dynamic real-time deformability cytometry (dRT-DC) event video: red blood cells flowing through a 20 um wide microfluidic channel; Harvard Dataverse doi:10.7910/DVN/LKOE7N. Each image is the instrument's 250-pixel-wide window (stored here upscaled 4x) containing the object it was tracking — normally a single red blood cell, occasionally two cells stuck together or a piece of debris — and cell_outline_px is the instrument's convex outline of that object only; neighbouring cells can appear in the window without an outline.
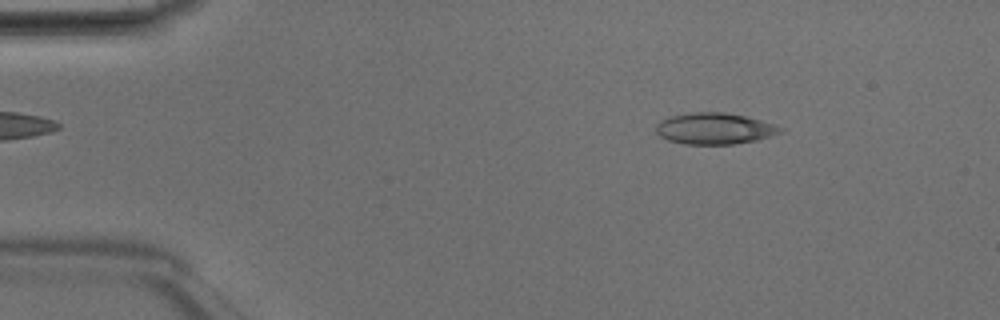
{"species": "Egyptian fruit bat (a non-hibernating species)", "species_latin": "Rousettus aegyptiacus", "temperature_condition": "room temperature", "stored_images_in_passage": 48, "camera_frame_rate_fps": 3000, "um_per_image_px": 0.085, "animal": {"sex": "male"}, "frame": {"image": 1, "passage_image": 7, "time_ms": 2.0, "image_size_px": [1000, 320], "cell_outline_px": [[784, 128], [780, 132], [772, 136], [756, 140], [732, 144], [684, 144], [668, 140], [660, 136], [656, 132], [656, 124], [660, 120], [668, 116], [692, 112], [724, 112], [744, 116], [760, 120]], "centroid_in_image_um": [60.69, 10.92], "position_along_channel_um": 24.3, "area_um2": 22.66}}
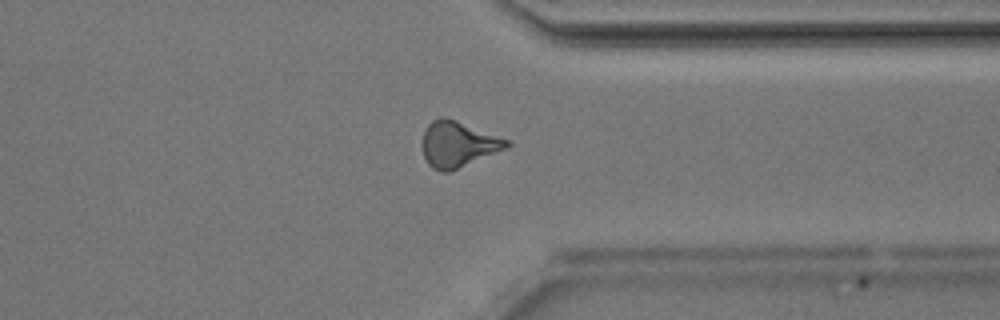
{"frame": {"image": 2, "passage_image": 37, "time_ms": 12.0, "image_size_px": [1000, 320], "cell_outline_px": [[512, 144], [508, 148], [448, 172], [440, 172], [432, 168], [428, 164], [424, 156], [420, 144], [424, 132], [428, 124], [432, 120], [440, 116], [444, 116], [456, 120], [512, 140]], "centroid_in_image_um": [38.94, 12.25], "position_along_channel_um": 372.5, "area_um2": 22.89}}
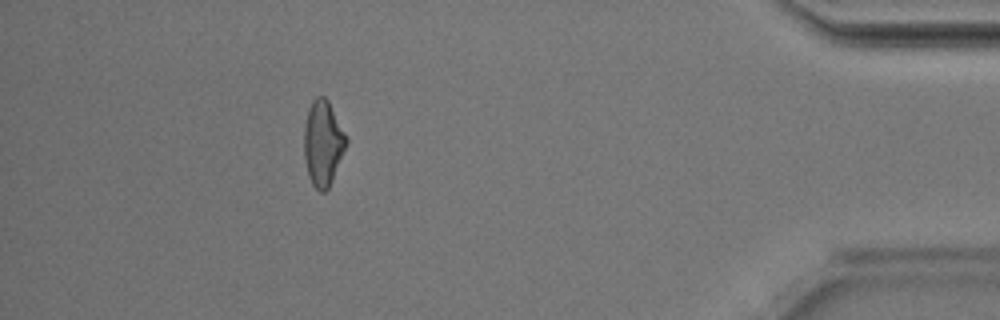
{"frame": {"image": 3, "passage_image": 43, "time_ms": 14.0, "image_size_px": [1000, 320], "cell_outline_px": [[348, 144], [332, 180], [328, 188], [324, 192], [320, 192], [312, 184], [308, 176], [304, 156], [304, 128], [308, 108], [312, 100], [316, 96], [324, 96], [328, 100], [348, 136]], "centroid_in_image_um": [27.47, 12.15], "position_along_channel_um": 407.7, "area_um2": 21.27}, "authors_computed_cell_mechanics": {"area_um2": 22.0507, "velocity_mm_per_s": 4.2226, "shape_relaxation_time_tau1_ms": 6.2504, "shape_relaxation_time_tau2_ms": 3.4974, "deformation_change_tau1": 0.1775, "deformation_change_tau2": 0.1411}}